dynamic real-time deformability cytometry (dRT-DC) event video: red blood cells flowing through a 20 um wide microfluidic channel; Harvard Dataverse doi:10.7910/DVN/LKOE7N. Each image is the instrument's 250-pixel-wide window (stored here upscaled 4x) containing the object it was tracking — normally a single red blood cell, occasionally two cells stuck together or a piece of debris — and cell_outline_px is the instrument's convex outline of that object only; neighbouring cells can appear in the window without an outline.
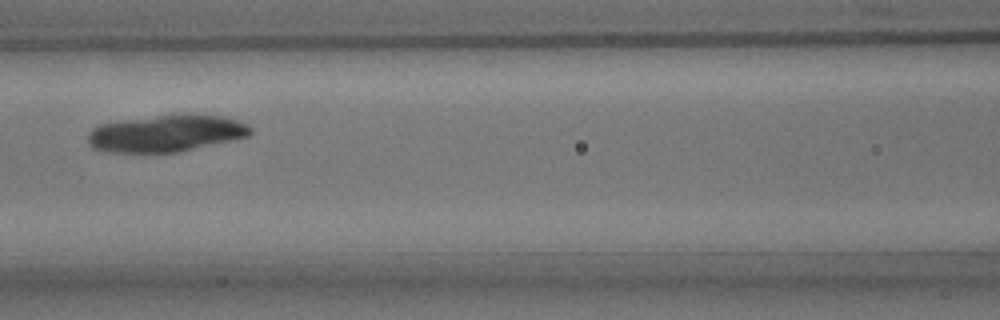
{"species": "common noctule bat (a hibernating species)", "species_latin": "Nyctalus noctula", "temperature_condition": "room temperature", "stored_images_in_passage": 6, "camera_frame_rate_fps": 3000, "um_per_image_px": 0.085, "animal": {"sex": "male", "body_mass_g": 15.6}, "frame": {"image": 1, "passage_image": 3, "time_ms": 2.333, "image_size_px": [1000, 320], "cell_outline_px": [[252, 132], [248, 136], [176, 152], [108, 152], [92, 148], [88, 140], [88, 132], [92, 128], [100, 124], [124, 120], [156, 116], [220, 116], [236, 120], [248, 124], [252, 128]], "centroid_in_image_um": [14.07, 11.36], "position_along_channel_um": 152.5, "area_um2": 33.99}}
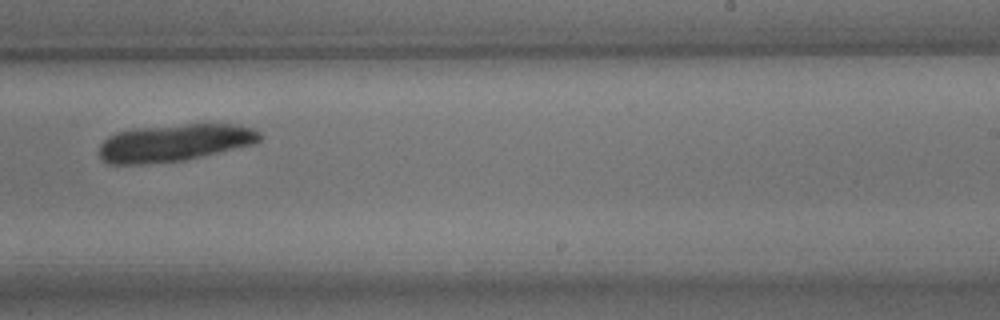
{"frame": {"image": 2, "passage_image": 6, "time_ms": 5.667, "image_size_px": [1000, 320], "cell_outline_px": [[264, 136], [256, 144], [184, 160], [140, 164], [108, 164], [100, 160], [100, 144], [108, 136], [116, 132], [132, 128], [188, 124], [232, 124], [252, 128], [260, 132]], "centroid_in_image_um": [14.82, 12.13], "position_along_channel_um": 274.2, "area_um2": 35.08}}